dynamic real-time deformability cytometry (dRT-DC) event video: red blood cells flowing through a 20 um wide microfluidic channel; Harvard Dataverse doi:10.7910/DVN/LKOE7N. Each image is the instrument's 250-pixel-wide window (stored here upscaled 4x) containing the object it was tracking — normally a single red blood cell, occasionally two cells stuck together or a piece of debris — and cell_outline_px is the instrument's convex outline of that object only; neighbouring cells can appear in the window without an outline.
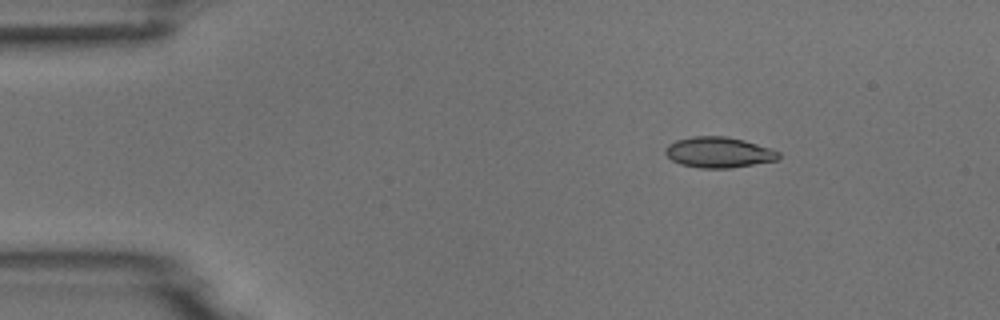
{"species": "common noctule bat (a hibernating species)", "species_latin": "Nyctalus noctula", "temperature_condition": "room temperature", "stored_images_in_passage": 3, "camera_frame_rate_fps": 3000, "um_per_image_px": 0.085, "animal": {"sex": "male", "body_mass_g": 18.8}, "frame": {"image": 1, "passage_image": 1, "time_ms": 0.0, "image_size_px": [1000, 320], "cell_outline_px": [[780, 156], [776, 160], [732, 168], [700, 168], [680, 164], [672, 160], [664, 152], [664, 148], [668, 144], [676, 140], [692, 136], [728, 136], [744, 140], [772, 148], [780, 152]], "centroid_in_image_um": [61.08, 12.94], "position_along_channel_um": 23.9, "area_um2": 20.4}}